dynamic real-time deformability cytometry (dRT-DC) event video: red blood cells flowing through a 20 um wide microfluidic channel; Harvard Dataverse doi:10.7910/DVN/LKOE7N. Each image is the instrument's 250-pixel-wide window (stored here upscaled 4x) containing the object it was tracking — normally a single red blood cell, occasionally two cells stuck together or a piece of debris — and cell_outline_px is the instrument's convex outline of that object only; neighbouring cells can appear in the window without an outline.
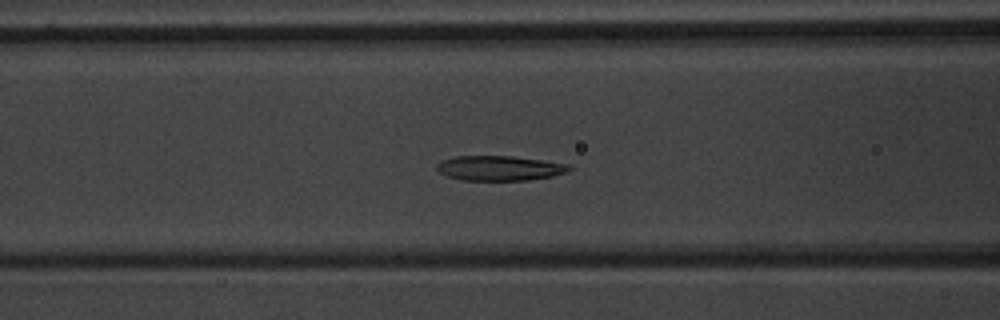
{"species": "common noctule bat (a hibernating species)", "species_latin": "Nyctalus noctula", "temperature_condition": "warm", "stored_images_in_passage": 28, "camera_frame_rate_fps": 3000, "um_per_image_px": 0.085, "animal": {"sex": "male", "body_mass_g": 20.1, "forearm_length_mm": 53.5}, "frame": {"image": 1, "passage_image": 13, "time_ms": 4.0, "image_size_px": [1000, 320], "cell_outline_px": [[572, 168], [568, 172], [552, 176], [528, 180], [464, 180], [448, 176], [440, 172], [436, 168], [436, 164], [440, 160], [456, 156], [512, 156], [568, 164]], "centroid_in_image_um": [42.45, 14.29], "position_along_channel_um": 124.2, "area_um2": 19.07}}
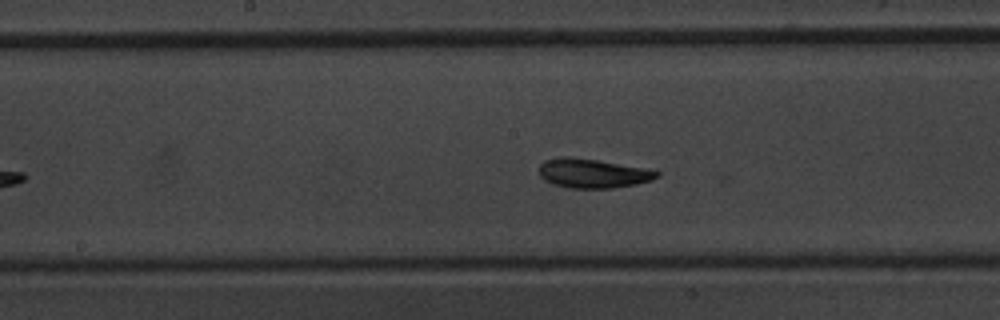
{"frame": {"image": 2, "passage_image": 19, "time_ms": 6.0, "image_size_px": [1000, 320], "cell_outline_px": [[660, 176], [652, 180], [636, 184], [612, 188], [568, 188], [552, 184], [544, 180], [540, 176], [540, 164], [544, 160], [560, 156], [572, 156], [648, 168], [660, 172]], "centroid_in_image_um": [50.38, 14.72], "position_along_channel_um": 197.8, "area_um2": 20.35}}
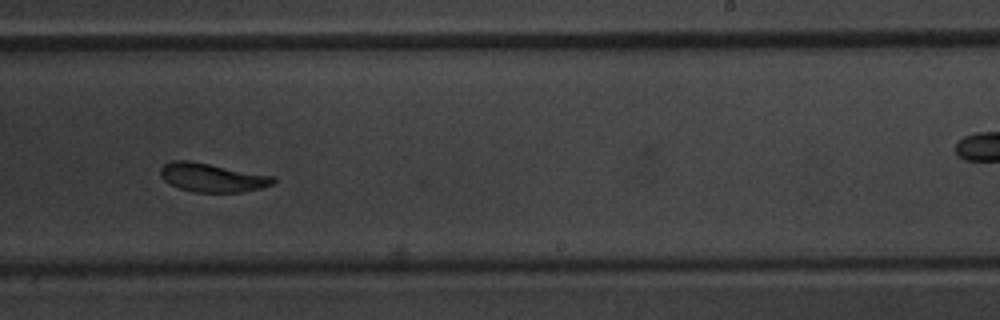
{"frame": {"image": 3, "passage_image": 25, "time_ms": 8.0, "image_size_px": [1000, 320], "cell_outline_px": [[276, 180], [272, 184], [260, 188], [240, 192], [192, 192], [180, 188], [164, 180], [160, 176], [160, 168], [164, 164], [172, 160], [192, 160], [276, 176]], "centroid_in_image_um": [18.04, 15.07], "position_along_channel_um": 271.0, "area_um2": 19.07}}